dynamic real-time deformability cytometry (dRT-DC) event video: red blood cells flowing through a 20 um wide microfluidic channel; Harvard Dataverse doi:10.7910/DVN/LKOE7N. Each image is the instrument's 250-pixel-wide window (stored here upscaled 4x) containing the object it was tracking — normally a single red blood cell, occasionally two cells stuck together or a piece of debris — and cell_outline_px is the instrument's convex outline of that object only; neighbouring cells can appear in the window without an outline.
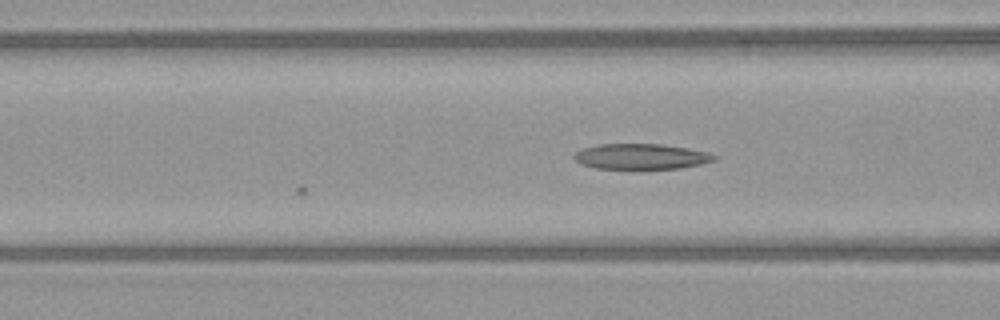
{"species": "common noctule bat (a hibernating species)", "species_latin": "Nyctalus noctula", "temperature_condition": "warm", "stored_images_in_passage": 8, "camera_frame_rate_fps": 3000, "um_per_image_px": 0.085, "animal": {"sex": "female", "body_mass_g": 21.9}, "frame": {"image": 1, "passage_image": 8, "time_ms": 2.333, "image_size_px": [1000, 320], "cell_outline_px": [[716, 160], [700, 164], [680, 168], [596, 168], [580, 164], [572, 156], [576, 152], [584, 148], [600, 144], [664, 144], [704, 152], [716, 156]], "centroid_in_image_um": [54.45, 13.3], "position_along_channel_um": 112.2, "area_um2": 20.4}}